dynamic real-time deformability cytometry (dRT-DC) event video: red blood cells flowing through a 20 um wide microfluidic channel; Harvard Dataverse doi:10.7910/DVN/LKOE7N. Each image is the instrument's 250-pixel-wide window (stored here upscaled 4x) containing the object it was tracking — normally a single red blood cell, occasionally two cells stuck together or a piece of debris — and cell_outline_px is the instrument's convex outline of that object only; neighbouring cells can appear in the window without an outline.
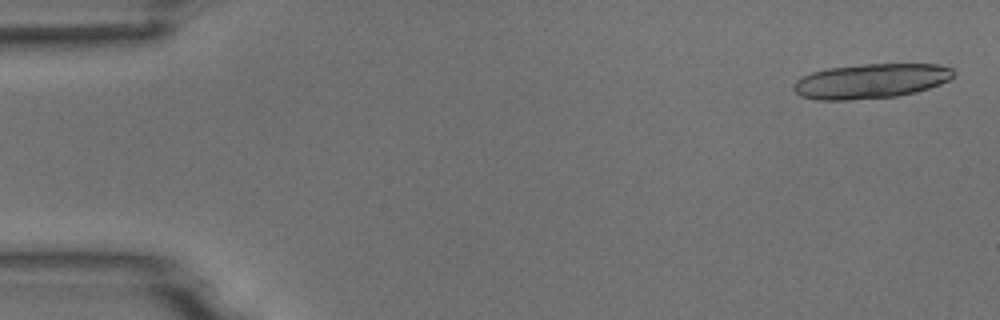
{"species": "common noctule bat (a hibernating species)", "species_latin": "Nyctalus noctula", "temperature_condition": "room temperature", "stored_images_in_passage": 5, "camera_frame_rate_fps": 3000, "um_per_image_px": 0.085, "animal": {"sex": "male", "body_mass_g": 18.8}, "frame": {"image": 1, "passage_image": 1, "time_ms": 0.0, "image_size_px": [1000, 320], "cell_outline_px": [[956, 72], [948, 80], [940, 84], [916, 92], [896, 96], [848, 100], [816, 100], [800, 96], [792, 88], [792, 84], [800, 76], [812, 72], [828, 68], [864, 64], [940, 64], [952, 68]], "centroid_in_image_um": [73.99, 6.89], "position_along_channel_um": 11.0, "area_um2": 32.54}}
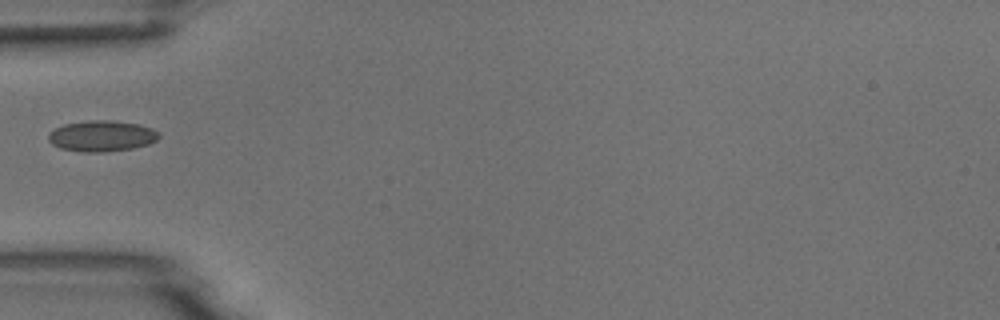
{"frame": {"image": 2, "passage_image": 5, "time_ms": 5.333, "image_size_px": [1000, 320], "cell_outline_px": [[160, 136], [156, 140], [148, 144], [132, 148], [100, 152], [80, 152], [60, 148], [52, 144], [48, 140], [48, 132], [64, 124], [88, 120], [112, 120], [140, 124], [152, 128]], "centroid_in_image_um": [8.61, 11.55], "position_along_channel_um": 76.4, "area_um2": 19.94}}